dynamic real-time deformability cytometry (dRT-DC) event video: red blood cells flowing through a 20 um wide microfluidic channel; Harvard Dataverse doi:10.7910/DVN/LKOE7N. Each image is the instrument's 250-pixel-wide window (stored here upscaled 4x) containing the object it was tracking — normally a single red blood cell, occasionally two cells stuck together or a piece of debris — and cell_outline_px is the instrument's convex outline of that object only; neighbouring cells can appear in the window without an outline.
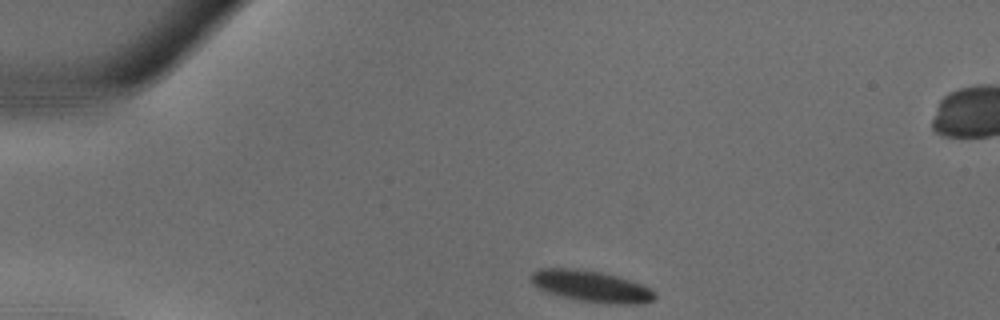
{"species": "common noctule bat (a hibernating species)", "species_latin": "Nyctalus noctula", "temperature_condition": "warm", "stored_images_in_passage": 31, "camera_frame_rate_fps": 3000, "um_per_image_px": 0.085, "animal": {"sex": "male", "body_mass_g": 18.8}, "frame": {"image": 1, "passage_image": 1, "time_ms": 0.0, "image_size_px": [1000, 320], "cell_outline_px": [[656, 296], [652, 300], [644, 304], [604, 304], [580, 300], [560, 296], [544, 292], [536, 288], [528, 280], [528, 276], [532, 272], [540, 268], [580, 268], [600, 272], [616, 276], [640, 284], [656, 292]], "centroid_in_image_um": [50.17, 24.33], "position_along_channel_um": 34.8, "area_um2": 23.0}}
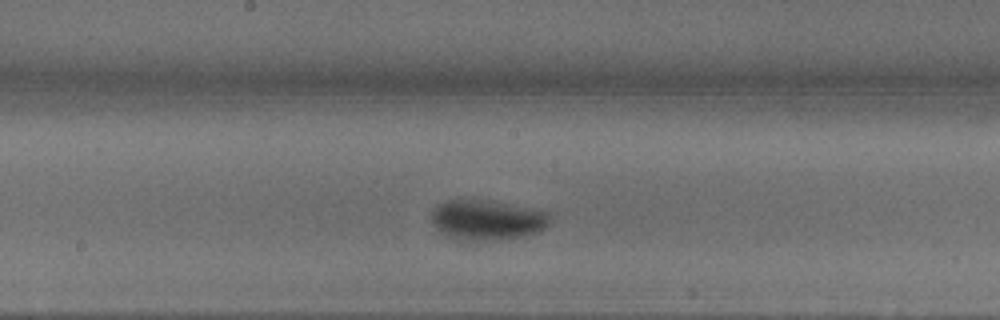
{"frame": {"image": 2, "passage_image": 13, "time_ms": 4.0, "image_size_px": [1000, 320], "cell_outline_px": [[552, 212], [548, 224], [540, 232], [520, 236], [484, 240], [456, 240], [448, 236], [436, 228], [432, 220], [432, 208], [436, 204], [448, 200], [488, 200]], "centroid_in_image_um": [41.4, 18.68], "position_along_channel_um": 206.8, "area_um2": 27.57}}
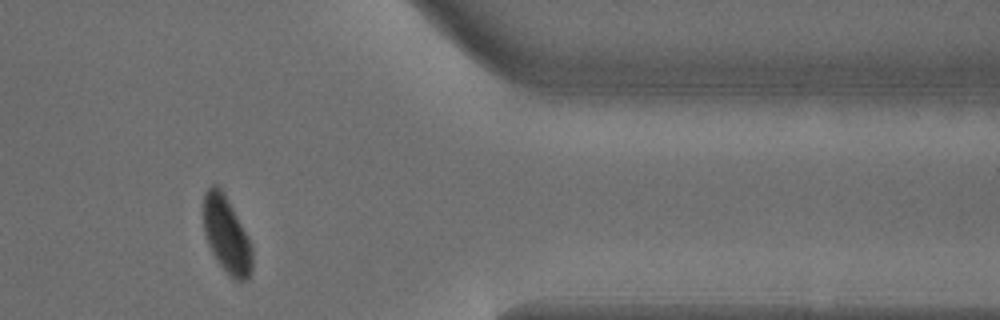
{"frame": {"image": 3, "passage_image": 24, "time_ms": 7.667, "image_size_px": [1000, 320], "cell_outline_px": [[252, 268], [248, 276], [244, 280], [236, 280], [220, 264], [212, 252], [208, 244], [204, 232], [204, 192], [212, 184], [216, 184], [224, 192], [252, 244]], "centroid_in_image_um": [19.25, 19.92], "position_along_channel_um": 392.1, "area_um2": 21.33}}